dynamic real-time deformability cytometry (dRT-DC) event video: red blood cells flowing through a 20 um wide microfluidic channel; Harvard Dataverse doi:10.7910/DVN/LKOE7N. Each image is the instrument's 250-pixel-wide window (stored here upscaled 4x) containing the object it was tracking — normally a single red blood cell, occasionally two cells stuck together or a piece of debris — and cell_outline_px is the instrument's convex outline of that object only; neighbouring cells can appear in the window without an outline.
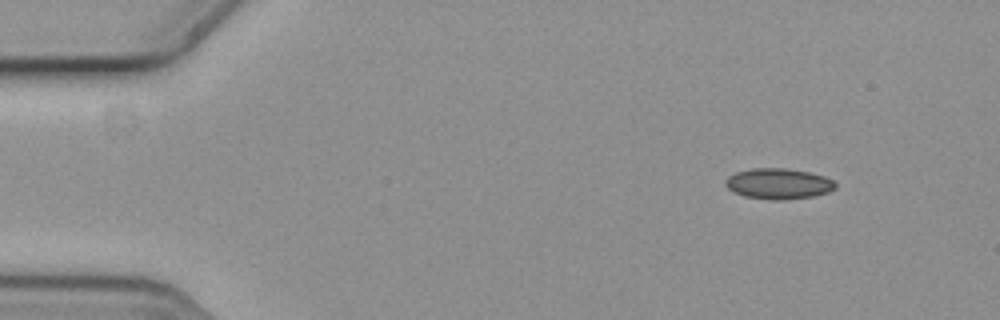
{"species": "common noctule bat (a hibernating species)", "species_latin": "Nyctalus noctula", "temperature_condition": "cold", "stored_images_in_passage": 10, "camera_frame_rate_fps": 3000, "um_per_image_px": 0.085, "animal": {"sex": "female", "body_mass_g": 19.3, "forearm_length_mm": 54.1}, "frame": {"image": 1, "passage_image": 1, "time_ms": 0.0, "image_size_px": [1000, 320], "cell_outline_px": [[836, 188], [828, 192], [812, 196], [776, 200], [772, 200], [744, 196], [728, 188], [724, 184], [724, 180], [728, 176], [736, 172], [752, 168], [784, 168], [808, 172], [824, 176], [832, 180], [836, 184]], "centroid_in_image_um": [66.15, 15.6], "position_along_channel_um": 18.9, "area_um2": 19.48}}
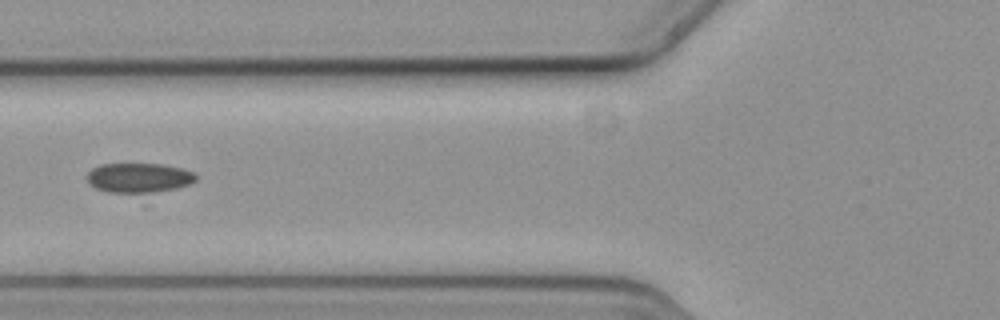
{"frame": {"image": 2, "passage_image": 5, "time_ms": 1.333, "image_size_px": [1000, 320], "cell_outline_px": [[196, 180], [188, 184], [176, 188], [152, 192], [108, 192], [96, 188], [88, 184], [88, 172], [92, 168], [100, 164], [164, 164], [184, 168], [196, 172]], "centroid_in_image_um": [11.82, 15.09], "position_along_channel_um": 114.0, "area_um2": 18.79}}
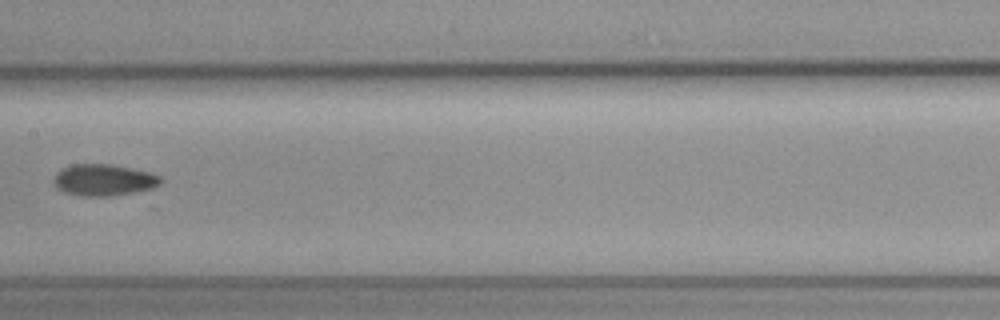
{"frame": {"image": 3, "passage_image": 7, "time_ms": 2.0, "image_size_px": [1000, 320], "cell_outline_px": [[164, 180], [160, 184], [152, 188], [132, 192], [108, 196], [80, 196], [64, 192], [56, 188], [52, 184], [56, 172], [72, 164], [112, 164], [152, 172], [160, 176]], "centroid_in_image_um": [8.81, 15.29], "position_along_channel_um": 198.6, "area_um2": 19.83}}